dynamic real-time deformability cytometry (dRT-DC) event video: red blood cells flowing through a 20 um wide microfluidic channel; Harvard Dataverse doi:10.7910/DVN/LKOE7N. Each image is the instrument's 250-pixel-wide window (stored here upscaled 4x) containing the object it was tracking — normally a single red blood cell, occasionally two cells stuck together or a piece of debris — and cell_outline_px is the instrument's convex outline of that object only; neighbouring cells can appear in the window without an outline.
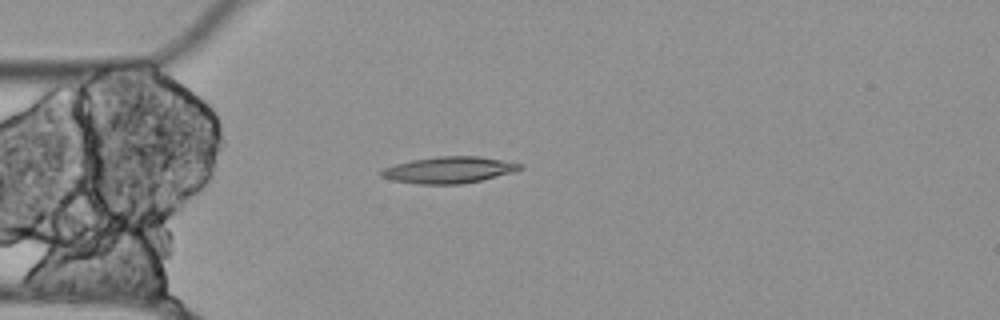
{"species": "Egyptian fruit bat (a non-hibernating species)", "species_latin": "Rousettus aegyptiacus", "temperature_condition": "cold", "stored_images_in_passage": 2, "camera_frame_rate_fps": 3000, "um_per_image_px": 0.085, "animal": {"sex": "female"}, "frame": {"image": 1, "passage_image": 2, "time_ms": 1.333, "image_size_px": [1000, 320], "cell_outline_px": [[524, 168], [512, 172], [480, 180], [460, 184], [420, 184], [392, 180], [380, 176], [380, 172], [384, 168], [396, 164], [412, 160], [436, 156], [476, 156], [524, 164]], "centroid_in_image_um": [38.15, 14.44], "position_along_channel_um": 46.9, "area_um2": 21.15}}